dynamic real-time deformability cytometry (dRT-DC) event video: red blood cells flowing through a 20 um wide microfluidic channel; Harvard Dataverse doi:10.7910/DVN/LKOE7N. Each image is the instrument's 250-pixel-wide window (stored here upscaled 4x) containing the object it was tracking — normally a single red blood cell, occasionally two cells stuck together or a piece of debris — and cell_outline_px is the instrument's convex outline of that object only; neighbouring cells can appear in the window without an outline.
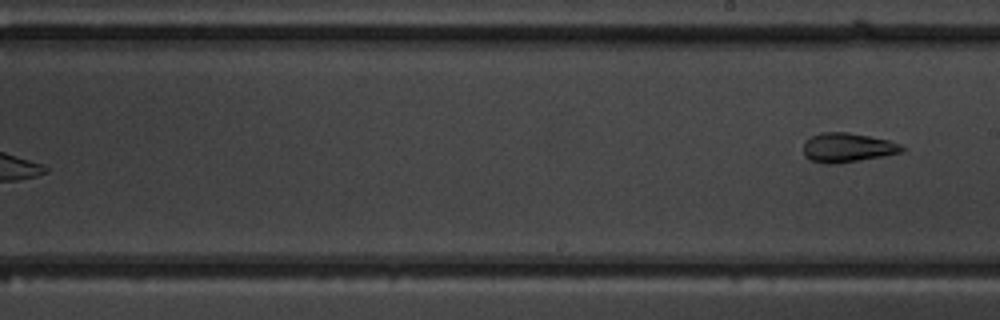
{"species": "common noctule bat (a hibernating species)", "species_latin": "Nyctalus noctula", "temperature_condition": "warm", "stored_images_in_passage": 10, "segment_of_instrument_passage": [2, 2], "camera_frame_rate_fps": 3000, "um_per_image_px": 0.085, "animal": {"sex": "male", "body_mass_g": 19.5, "forearm_length_mm": 54.6}, "frame": {"image": 1, "passage_image": 10, "time_ms": 10.667, "image_size_px": [1000, 320], "cell_outline_px": [[904, 152], [836, 164], [824, 164], [812, 160], [804, 156], [804, 140], [820, 132], [848, 132], [888, 140], [900, 144], [904, 148]], "centroid_in_image_um": [72.0, 12.54], "position_along_channel_um": 217.0, "area_um2": 16.76}}